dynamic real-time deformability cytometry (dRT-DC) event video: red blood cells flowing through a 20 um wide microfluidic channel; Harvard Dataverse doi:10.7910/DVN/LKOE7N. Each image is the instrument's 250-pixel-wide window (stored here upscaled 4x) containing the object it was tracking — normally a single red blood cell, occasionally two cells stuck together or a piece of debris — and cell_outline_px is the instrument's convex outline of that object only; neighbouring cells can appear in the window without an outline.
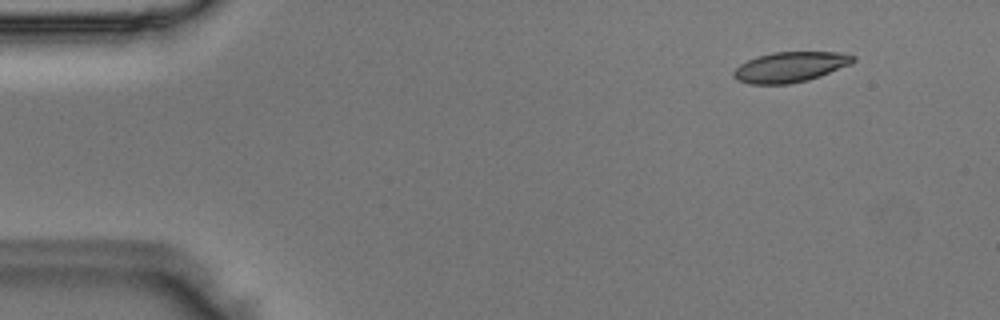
{"species": "Egyptian fruit bat (a non-hibernating species)", "species_latin": "Rousettus aegyptiacus", "temperature_condition": "room temperature", "stored_images_in_passage": 46, "camera_frame_rate_fps": 3000, "um_per_image_px": 0.085, "animal": {"sex": "male"}, "frame": {"image": 1, "passage_image": 1, "time_ms": 0.0, "image_size_px": [1000, 320], "cell_outline_px": [[856, 60], [852, 64], [820, 76], [808, 80], [788, 84], [748, 84], [736, 80], [732, 76], [732, 72], [740, 64], [756, 56], [772, 52], [840, 52], [856, 56]], "centroid_in_image_um": [67.16, 5.69], "position_along_channel_um": 17.8, "area_um2": 21.33}}
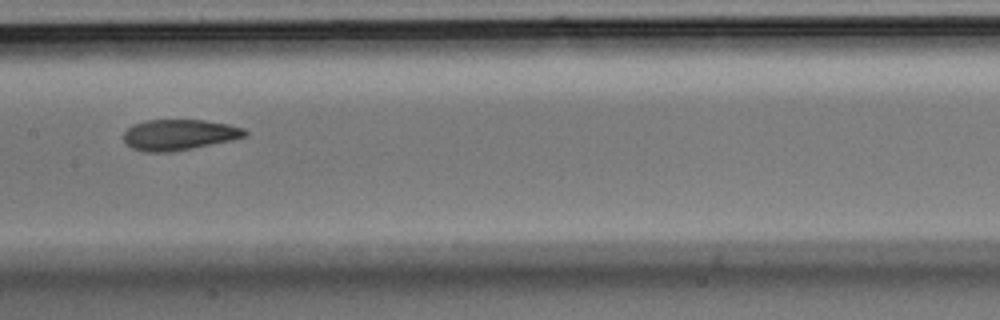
{"frame": {"image": 2, "passage_image": 21, "time_ms": 6.667, "image_size_px": [1000, 320], "cell_outline_px": [[248, 132], [244, 136], [232, 140], [192, 148], [168, 152], [144, 152], [132, 148], [124, 140], [124, 132], [132, 124], [144, 120], [204, 120], [228, 124], [244, 128]], "centroid_in_image_um": [15.2, 11.44], "position_along_channel_um": 192.2, "area_um2": 21.68}}
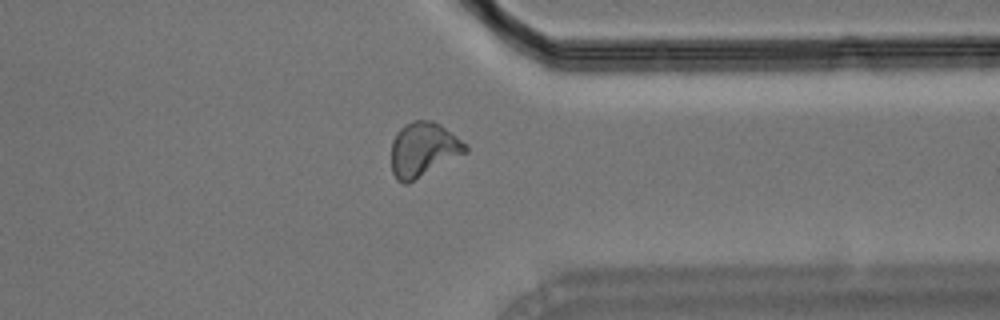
{"frame": {"image": 3, "passage_image": 35, "time_ms": 11.333, "image_size_px": [1000, 320], "cell_outline_px": [[468, 152], [408, 184], [404, 184], [396, 180], [392, 172], [392, 140], [396, 132], [404, 124], [412, 120], [432, 120], [440, 124], [468, 144]], "centroid_in_image_um": [35.99, 12.71], "position_along_channel_um": 375.4, "area_um2": 23.87}}